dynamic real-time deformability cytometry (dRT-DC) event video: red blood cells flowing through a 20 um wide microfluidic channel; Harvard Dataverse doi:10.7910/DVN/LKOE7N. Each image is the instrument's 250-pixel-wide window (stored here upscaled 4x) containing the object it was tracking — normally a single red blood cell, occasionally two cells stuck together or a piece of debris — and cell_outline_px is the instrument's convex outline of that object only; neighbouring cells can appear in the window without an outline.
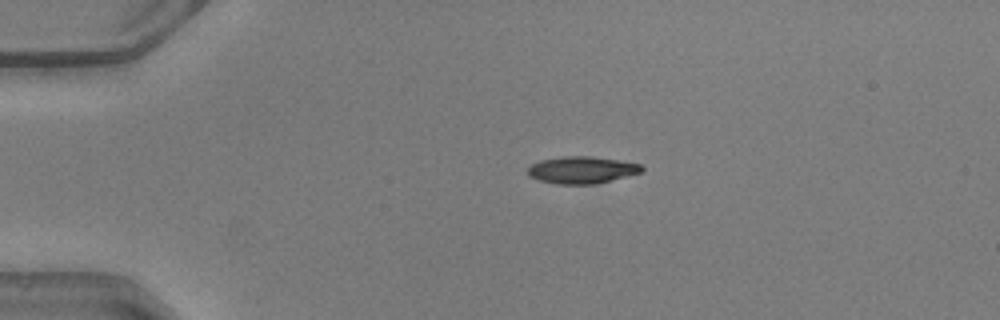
{"species": "common noctule bat (a hibernating species)", "species_latin": "Nyctalus noctula", "temperature_condition": "warm", "stored_images_in_passage": 40, "camera_frame_rate_fps": 3000, "um_per_image_px": 0.085, "animal": {"sex": "male", "body_mass_g": 20.5, "forearm_length_mm": 52.5}, "frame": {"image": 1, "passage_image": 1, "time_ms": 0.0, "image_size_px": [1000, 320], "cell_outline_px": [[644, 168], [640, 172], [596, 184], [556, 184], [540, 180], [528, 176], [528, 168], [532, 164], [540, 160], [564, 156], [588, 156], [616, 160], [640, 164]], "centroid_in_image_um": [49.41, 14.45], "position_along_channel_um": 35.6, "area_um2": 17.69}}
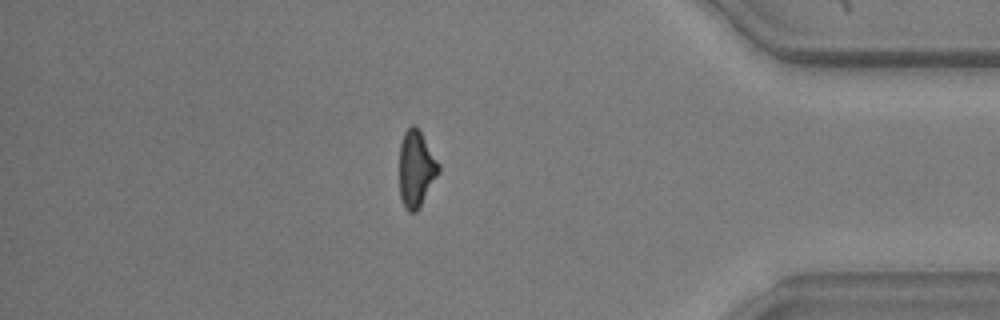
{"frame": {"image": 2, "passage_image": 33, "time_ms": 10.667, "image_size_px": [1000, 320], "cell_outline_px": [[440, 168], [436, 176], [416, 212], [408, 212], [404, 208], [400, 196], [400, 144], [404, 132], [412, 124], [416, 124], [440, 164]], "centroid_in_image_um": [35.35, 14.31], "position_along_channel_um": 399.8, "area_um2": 17.22}}
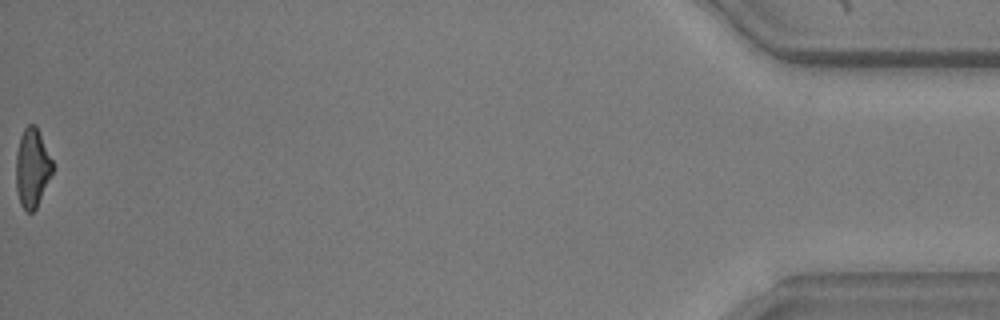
{"frame": {"image": 3, "passage_image": 40, "time_ms": 13.0, "image_size_px": [1000, 320], "cell_outline_px": [[52, 172], [36, 208], [32, 212], [28, 212], [20, 204], [16, 192], [16, 152], [20, 136], [24, 128], [28, 124], [36, 124], [52, 160]], "centroid_in_image_um": [2.71, 14.24], "position_along_channel_um": 432.5, "area_um2": 16.7}, "authors_computed_cell_mechanics": {"area_um2": 18.6405, "velocity_mm_per_s": 4.1357, "shape_relaxation_time_tau1_ms": 4.5048, "shape_relaxation_time_tau2_ms": 3.4194, "deformation_change_tau1": 0.1776, "deformation_change_tau2": 0.1006}}